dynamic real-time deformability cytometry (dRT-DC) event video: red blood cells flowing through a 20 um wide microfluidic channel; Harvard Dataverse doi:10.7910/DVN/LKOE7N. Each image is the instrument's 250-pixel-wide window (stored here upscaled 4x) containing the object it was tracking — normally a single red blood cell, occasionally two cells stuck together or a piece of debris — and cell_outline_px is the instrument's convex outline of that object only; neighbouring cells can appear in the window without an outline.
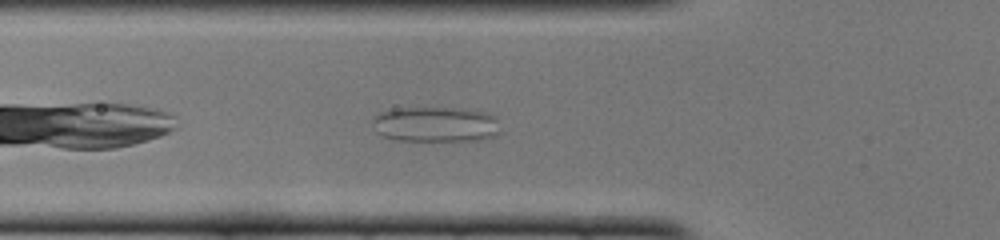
{"species": "common noctule bat (a hibernating species)", "species_latin": "Nyctalus noctula", "temperature_condition": "cold", "stored_images_in_passage": 33, "camera_frame_rate_fps": 3000, "um_per_image_px": 0.085, "animal": {"sex": "female", "body_mass_g": 22.0, "forearm_length_mm": 56.7}, "frame": {"image": 1, "passage_image": 5, "time_ms": 1.333, "image_size_px": [1000, 240], "cell_outline_px": [[500, 132], [496, 136], [480, 140], [392, 140], [376, 132], [372, 120], [372, 116], [380, 112], [392, 108], [476, 108], [488, 112], [496, 116]], "centroid_in_image_um": [37.06, 10.55], "position_along_channel_um": 88.7, "area_um2": 26.82}}
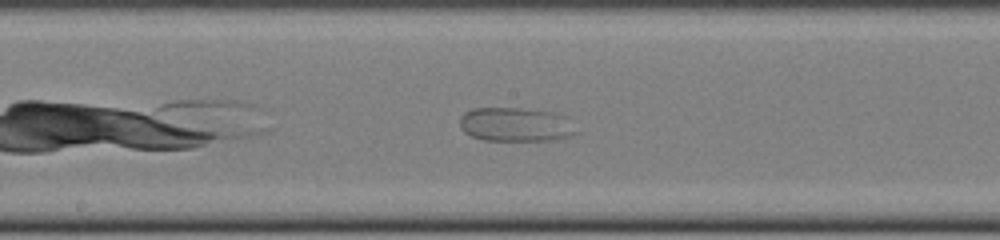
{"frame": {"image": 2, "passage_image": 14, "time_ms": 4.333, "image_size_px": [1000, 240], "cell_outline_px": [[580, 132], [556, 140], [484, 140], [472, 136], [464, 132], [460, 128], [460, 116], [464, 112], [472, 108], [520, 108], [556, 112], [564, 116]], "centroid_in_image_um": [43.83, 10.58], "position_along_channel_um": 204.4, "area_um2": 23.24}}
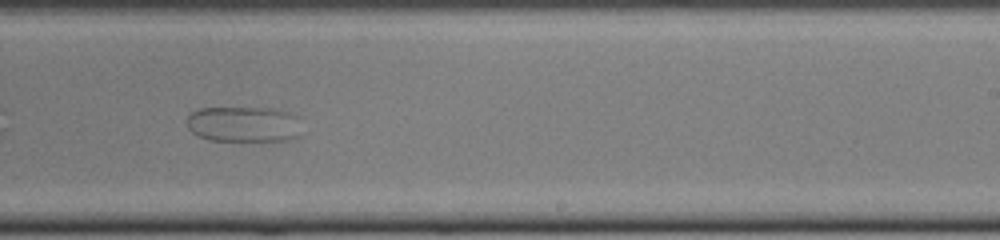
{"frame": {"image": 3, "passage_image": 19, "time_ms": 6.0, "image_size_px": [1000, 240], "cell_outline_px": [[300, 136], [288, 140], [208, 140], [192, 132], [188, 128], [188, 116], [192, 112], [200, 108], [272, 108], [292, 112], [300, 116]], "centroid_in_image_um": [20.79, 10.54], "position_along_channel_um": 268.2, "area_um2": 24.04}}